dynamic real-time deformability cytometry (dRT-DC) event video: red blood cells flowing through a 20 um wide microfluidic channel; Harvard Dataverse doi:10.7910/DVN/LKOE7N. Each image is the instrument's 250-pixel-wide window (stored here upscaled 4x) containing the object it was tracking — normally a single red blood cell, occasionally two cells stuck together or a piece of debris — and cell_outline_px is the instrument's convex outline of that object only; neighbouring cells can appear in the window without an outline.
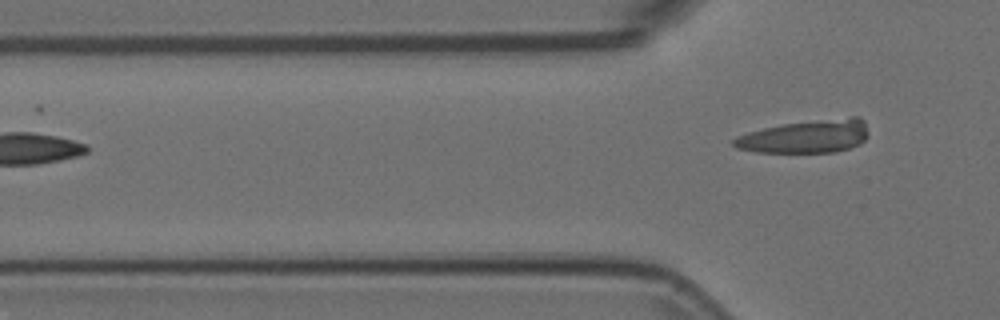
{"species": "Egyptian fruit bat (a non-hibernating species)", "species_latin": "Rousettus aegyptiacus", "temperature_condition": "room temperature", "stored_images_in_passage": 7, "segment_of_instrument_passage": [2, 2], "camera_frame_rate_fps": 3000, "um_per_image_px": 0.085, "animal": {"sex": "female"}, "frame": {"image": 1, "passage_image": 7, "time_ms": 2.0, "image_size_px": [1000, 320], "cell_outline_px": [[868, 136], [860, 144], [836, 152], [756, 152], [736, 148], [732, 144], [732, 140], [736, 136], [748, 132], [764, 128], [784, 124], [852, 116], [860, 116], [864, 120], [868, 132]], "centroid_in_image_um": [68.51, 11.6], "position_along_channel_um": 57.3, "area_um2": 25.95}}